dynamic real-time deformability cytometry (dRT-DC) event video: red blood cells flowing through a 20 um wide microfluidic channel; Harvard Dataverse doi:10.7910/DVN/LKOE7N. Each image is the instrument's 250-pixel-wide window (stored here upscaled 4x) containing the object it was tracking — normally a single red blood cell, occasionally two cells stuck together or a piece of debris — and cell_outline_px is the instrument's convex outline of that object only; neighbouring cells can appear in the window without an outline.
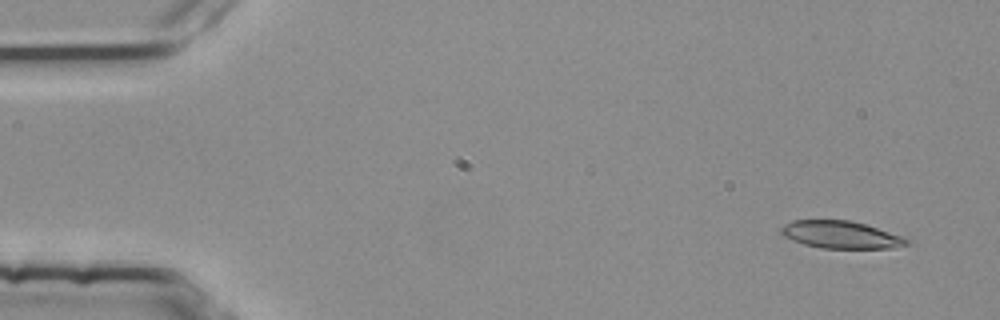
{"species": "common noctule bat (a hibernating species)", "species_latin": "Nyctalus noctula", "temperature_condition": "room temperature", "stored_images_in_passage": 4, "camera_frame_rate_fps": 3000, "um_per_image_px": 0.085, "animal": {"sex": "female", "body_mass_g": 25.1}, "frame": {"image": 1, "passage_image": 1, "time_ms": 0.0, "image_size_px": [1000, 320], "cell_outline_px": [[908, 244], [892, 248], [820, 248], [804, 244], [792, 240], [784, 236], [780, 232], [780, 228], [784, 224], [792, 220], [848, 220], [864, 224], [900, 236], [908, 240]], "centroid_in_image_um": [71.39, 19.95], "position_along_channel_um": 13.6, "area_um2": 19.77}}
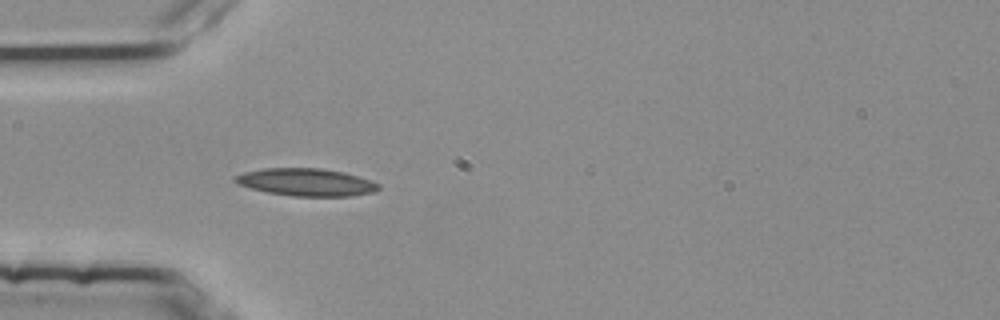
{"frame": {"image": 2, "passage_image": 4, "time_ms": 1.0, "image_size_px": [1000, 320], "cell_outline_px": [[380, 188], [376, 192], [348, 196], [292, 196], [268, 192], [252, 188], [240, 184], [232, 180], [232, 176], [244, 172], [264, 168], [320, 168], [344, 172], [380, 184]], "centroid_in_image_um": [26.01, 15.48], "position_along_channel_um": 59.0, "area_um2": 22.89}}